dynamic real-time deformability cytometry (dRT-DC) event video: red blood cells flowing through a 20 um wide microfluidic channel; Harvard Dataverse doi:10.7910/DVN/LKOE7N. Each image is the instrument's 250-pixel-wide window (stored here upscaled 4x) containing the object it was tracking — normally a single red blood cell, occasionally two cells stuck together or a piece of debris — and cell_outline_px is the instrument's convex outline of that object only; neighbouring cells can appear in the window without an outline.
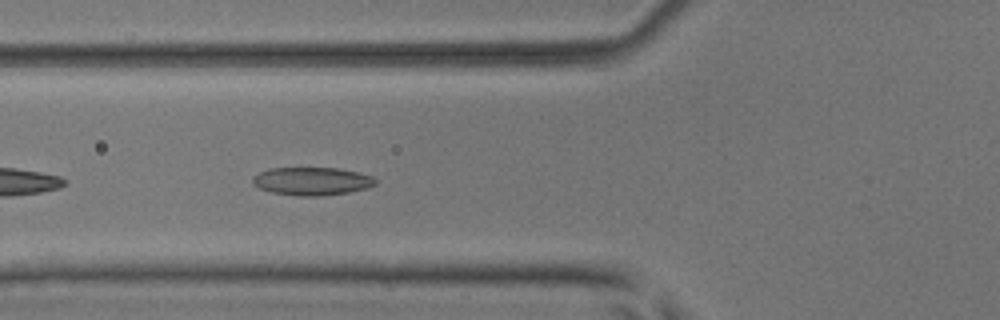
{"species": "common noctule bat (a hibernating species)", "species_latin": "Nyctalus noctula", "temperature_condition": "room temperature", "stored_images_in_passage": 37, "camera_frame_rate_fps": 3000, "um_per_image_px": 0.085, "animal": {"sex": "male", "body_mass_g": 17.9, "forearm_length_mm": 54.2}, "frame": {"image": 1, "passage_image": 5, "time_ms": 1.333, "image_size_px": [1000, 320], "cell_outline_px": [[376, 184], [368, 188], [348, 192], [320, 196], [300, 196], [272, 192], [260, 188], [252, 184], [252, 176], [268, 168], [340, 168], [360, 172], [372, 176], [376, 180]], "centroid_in_image_um": [26.52, 15.39], "position_along_channel_um": 99.3, "area_um2": 20.17}}
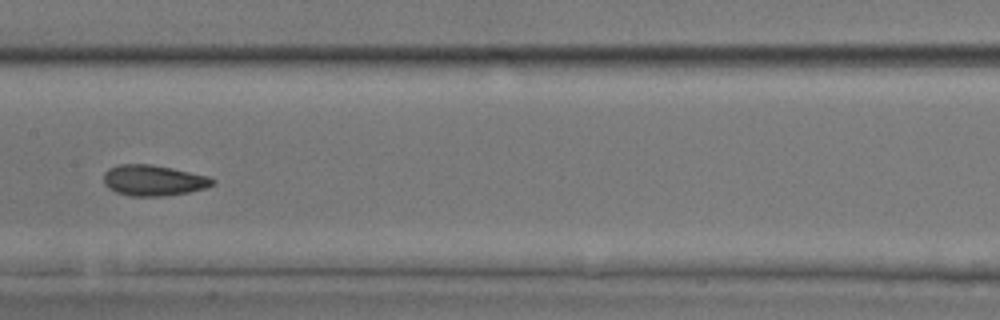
{"frame": {"image": 2, "passage_image": 12, "time_ms": 3.667, "image_size_px": [1000, 320], "cell_outline_px": [[216, 184], [204, 188], [188, 192], [164, 196], [128, 196], [116, 192], [108, 188], [104, 184], [104, 172], [108, 168], [120, 164], [152, 164], [172, 168], [208, 176], [216, 180]], "centroid_in_image_um": [13.03, 15.33], "position_along_channel_um": 194.4, "area_um2": 19.65}}
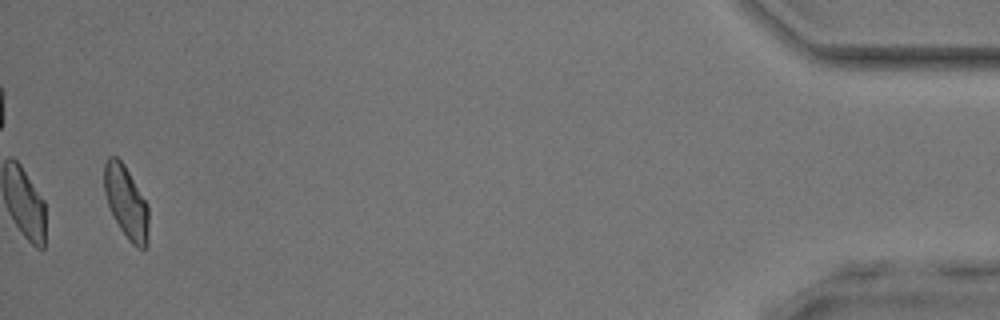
{"frame": {"image": 3, "passage_image": 35, "time_ms": 11.333, "image_size_px": [1000, 320], "cell_outline_px": [[148, 244], [144, 248], [136, 248], [128, 240], [120, 228], [108, 204], [104, 192], [104, 164], [108, 156], [116, 156], [124, 164], [148, 204]], "centroid_in_image_um": [10.73, 17.19], "position_along_channel_um": 424.5, "area_um2": 18.73}, "authors_computed_cell_mechanics": {"area_um2": 18.8428, "velocity_mm_per_s": 4.0868, "shape_relaxation_time_tau1_ms": 4.8069, "shape_relaxation_time_tau2_ms": 1.525, "deformation_change_tau1": 0.1419, "deformation_change_tau2": 0.068}}